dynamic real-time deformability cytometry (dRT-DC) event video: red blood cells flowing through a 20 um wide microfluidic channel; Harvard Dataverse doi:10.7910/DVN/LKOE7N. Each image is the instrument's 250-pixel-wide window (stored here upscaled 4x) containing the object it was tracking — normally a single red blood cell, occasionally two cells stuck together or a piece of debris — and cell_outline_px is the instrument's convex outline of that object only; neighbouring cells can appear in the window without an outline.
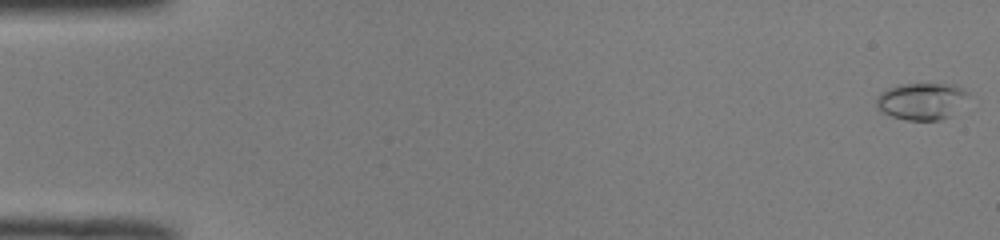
{"species": "common noctule bat (a hibernating species)", "species_latin": "Nyctalus noctula", "temperature_condition": "room temperature", "stored_images_in_passage": 24, "camera_frame_rate_fps": 3000, "um_per_image_px": 0.085, "animal": {"sex": "male", "body_mass_g": 19.0, "forearm_length_mm": 50.8}, "frame": {"image": 1, "passage_image": 1, "time_ms": 0.0, "image_size_px": [1000, 240], "cell_outline_px": [[968, 92], [948, 116], [940, 120], [904, 120], [880, 112], [876, 104], [876, 96], [880, 92], [888, 88], [900, 84], [956, 84], [964, 88]], "centroid_in_image_um": [78.22, 8.58], "position_along_channel_um": 6.8, "area_um2": 19.36}}
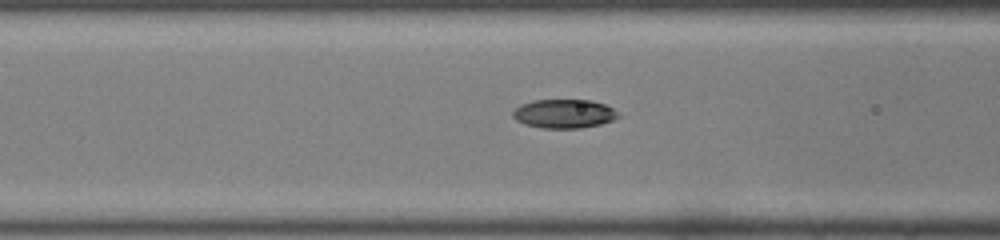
{"frame": {"image": 2, "passage_image": 21, "time_ms": 6.667, "image_size_px": [1000, 240], "cell_outline_px": [[620, 116], [612, 120], [600, 124], [580, 128], [540, 128], [524, 124], [516, 120], [512, 116], [512, 112], [520, 104], [532, 100], [592, 100], [604, 104], [612, 108]], "centroid_in_image_um": [47.9, 9.66], "position_along_channel_um": 118.7, "area_um2": 17.74}}
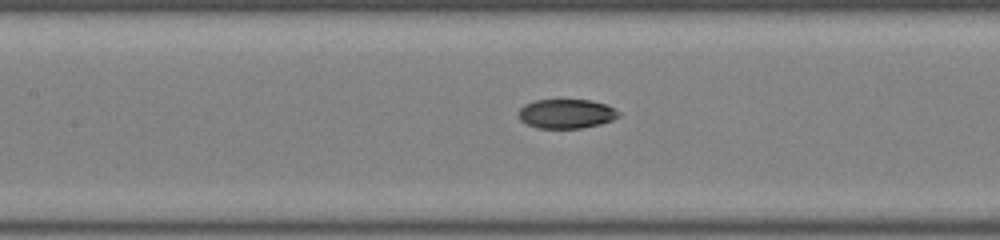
{"frame": {"image": 3, "passage_image": 24, "time_ms": 7.667, "image_size_px": [1000, 240], "cell_outline_px": [[620, 116], [612, 120], [600, 124], [584, 128], [536, 128], [520, 120], [520, 108], [524, 104], [536, 100], [592, 100], [608, 104], [620, 112]], "centroid_in_image_um": [48.18, 9.66], "position_along_channel_um": 159.2, "area_um2": 17.17}}